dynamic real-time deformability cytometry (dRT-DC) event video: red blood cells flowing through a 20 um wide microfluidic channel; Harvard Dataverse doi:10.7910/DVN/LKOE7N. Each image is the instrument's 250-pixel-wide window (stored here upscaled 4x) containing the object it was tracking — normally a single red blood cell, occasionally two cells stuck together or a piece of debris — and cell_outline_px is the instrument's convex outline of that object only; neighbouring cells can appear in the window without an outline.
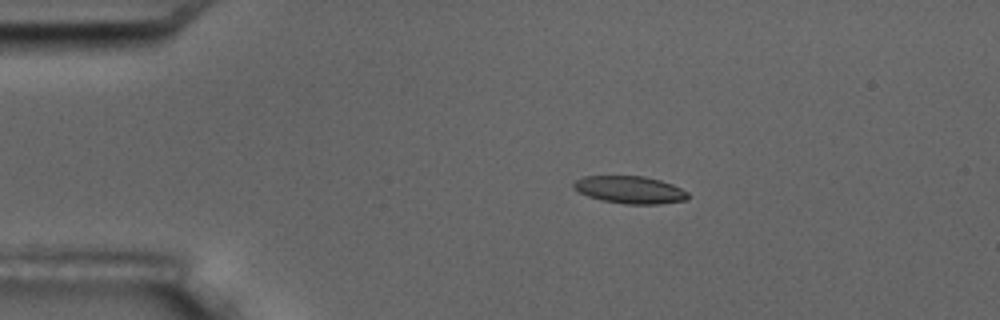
{"species": "common noctule bat (a hibernating species)", "species_latin": "Nyctalus noctula", "temperature_condition": "room temperature", "stored_images_in_passage": 5, "camera_frame_rate_fps": 3000, "um_per_image_px": 0.085, "animal": {"sex": "male", "body_mass_g": 17.5, "forearm_length_mm": 52.3}, "frame": {"image": 1, "passage_image": 3, "time_ms": 2.333, "image_size_px": [1000, 320], "cell_outline_px": [[688, 200], [660, 204], [624, 204], [600, 200], [588, 196], [572, 188], [572, 184], [576, 180], [584, 176], [644, 176], [660, 180], [672, 184], [688, 192]], "centroid_in_image_um": [53.54, 16.14], "position_along_channel_um": 31.5, "area_um2": 18.38}}